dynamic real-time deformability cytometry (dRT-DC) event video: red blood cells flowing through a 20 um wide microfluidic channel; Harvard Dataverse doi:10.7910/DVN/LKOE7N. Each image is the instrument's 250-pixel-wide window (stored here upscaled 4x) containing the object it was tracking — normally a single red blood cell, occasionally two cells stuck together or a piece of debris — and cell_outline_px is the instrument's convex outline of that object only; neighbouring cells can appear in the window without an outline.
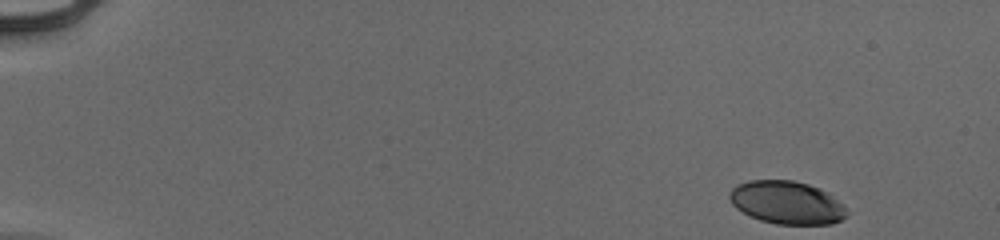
{"species": "human", "species_latin": "Homo sapiens", "temperature_condition": "cold", "stored_images_in_passage": 50, "camera_frame_rate_fps": 3000, "um_per_image_px": 0.085, "donor": {"sex": "male"}, "frame": {"image": 1, "passage_image": 1, "time_ms": 0.0, "image_size_px": [1000, 240], "cell_outline_px": [[848, 212], [840, 220], [832, 224], [776, 224], [760, 220], [736, 208], [732, 204], [728, 196], [732, 188], [736, 184], [748, 180], [792, 180], [808, 184], [820, 188], [844, 204]], "centroid_in_image_um": [66.87, 17.21], "position_along_channel_um": 18.1, "area_um2": 29.36}}
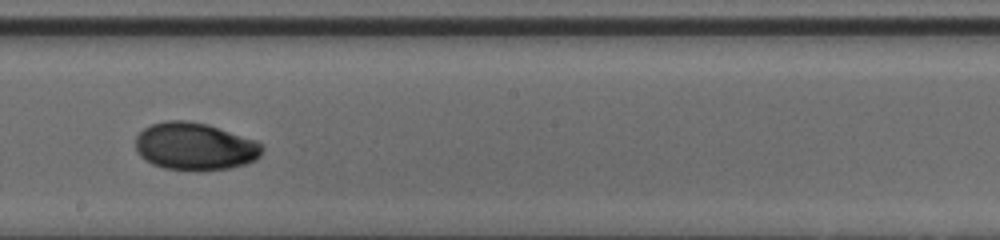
{"frame": {"image": 2, "passage_image": 29, "time_ms": 9.333, "image_size_px": [1000, 240], "cell_outline_px": [[264, 148], [260, 156], [256, 160], [244, 164], [228, 168], [164, 168], [152, 164], [144, 160], [136, 152], [136, 136], [144, 128], [152, 124], [164, 120], [184, 120], [208, 124], [256, 140], [264, 144]], "centroid_in_image_um": [16.57, 12.4], "position_along_channel_um": 231.6, "area_um2": 34.68}}
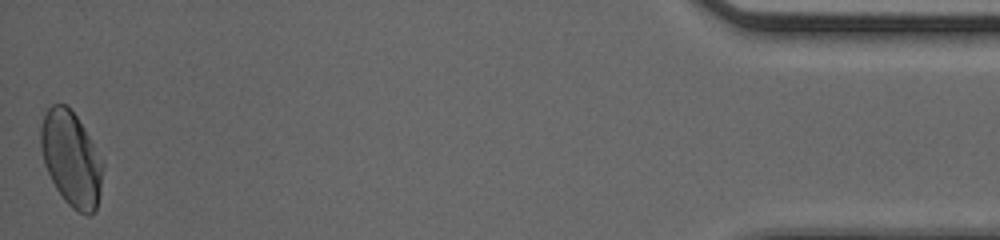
{"frame": {"image": 3, "passage_image": 50, "time_ms": 16.333, "image_size_px": [1000, 240], "cell_outline_px": [[104, 164], [100, 192], [96, 208], [88, 216], [76, 212], [64, 200], [56, 188], [44, 164], [40, 148], [40, 128], [44, 112], [52, 104], [64, 104], [76, 116], [88, 136]], "centroid_in_image_um": [6.03, 13.51], "position_along_channel_um": 429.2, "area_um2": 34.04}, "authors_computed_cell_mechanics": {"area_um2": 33.2061, "velocity_mm_per_s": 3.9446, "shape_relaxation_time_tau1_ms": 4.5689, "shape_relaxation_time_tau2_ms": 1.6158, "deformation_change_tau1": 0.145, "deformation_change_tau2": 0.032}}